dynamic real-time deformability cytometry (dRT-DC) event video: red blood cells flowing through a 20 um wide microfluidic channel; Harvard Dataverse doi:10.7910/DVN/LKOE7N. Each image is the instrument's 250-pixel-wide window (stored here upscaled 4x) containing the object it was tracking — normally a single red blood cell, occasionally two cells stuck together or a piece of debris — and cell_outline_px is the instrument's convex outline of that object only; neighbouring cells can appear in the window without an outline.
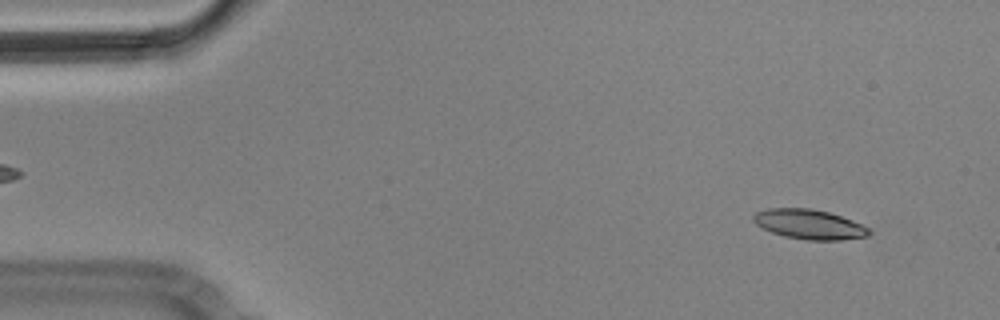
{"species": "Egyptian fruit bat (a non-hibernating species)", "species_latin": "Rousettus aegyptiacus", "temperature_condition": "cold", "stored_images_in_passage": 4, "camera_frame_rate_fps": 3000, "um_per_image_px": 0.085, "animal": {"sex": "male"}, "frame": {"image": 1, "passage_image": 1, "time_ms": 0.0, "image_size_px": [1000, 320], "cell_outline_px": [[872, 232], [868, 236], [840, 240], [808, 240], [784, 236], [772, 232], [756, 224], [752, 220], [752, 216], [756, 212], [768, 208], [812, 208], [828, 212], [852, 220], [868, 228]], "centroid_in_image_um": [68.77, 19.06], "position_along_channel_um": 16.2, "area_um2": 19.94}}
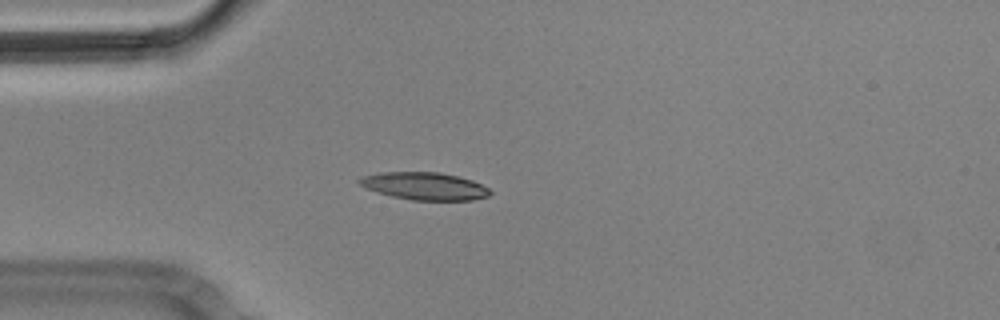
{"frame": {"image": 2, "passage_image": 4, "time_ms": 1.0, "image_size_px": [1000, 320], "cell_outline_px": [[492, 192], [488, 196], [472, 200], [412, 200], [392, 196], [368, 188], [360, 184], [356, 180], [360, 176], [380, 172], [440, 172], [472, 180], [488, 188]], "centroid_in_image_um": [36.08, 15.81], "position_along_channel_um": 48.9, "area_um2": 20.81}}